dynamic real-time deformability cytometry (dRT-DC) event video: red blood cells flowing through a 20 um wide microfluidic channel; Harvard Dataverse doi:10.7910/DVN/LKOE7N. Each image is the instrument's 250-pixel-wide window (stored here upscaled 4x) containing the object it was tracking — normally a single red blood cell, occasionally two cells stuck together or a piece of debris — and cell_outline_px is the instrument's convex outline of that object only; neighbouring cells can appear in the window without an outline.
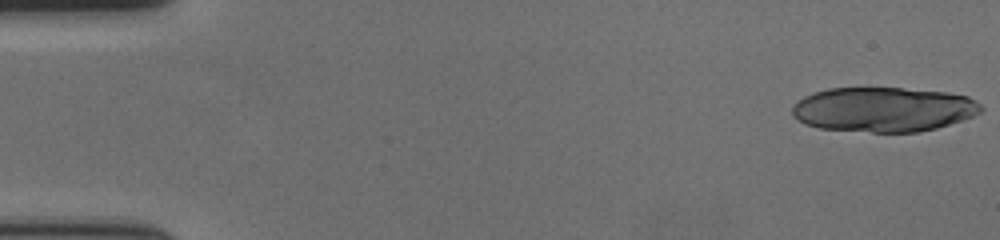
{"species": "human", "species_latin": "Homo sapiens", "temperature_condition": "cold", "stored_images_in_passage": 18, "camera_frame_rate_fps": 3000, "um_per_image_px": 0.085, "donor": {"sex": "female"}, "frame": {"image": 1, "passage_image": 1, "time_ms": 0.0, "image_size_px": [1000, 240], "cell_outline_px": [[984, 108], [980, 112], [972, 116], [936, 128], [920, 132], [872, 132], [820, 128], [804, 124], [792, 116], [792, 104], [804, 96], [828, 88], [900, 88], [948, 92], [968, 96], [976, 100]], "centroid_in_image_um": [75.07, 9.3], "position_along_channel_um": 9.9, "area_um2": 49.25}}
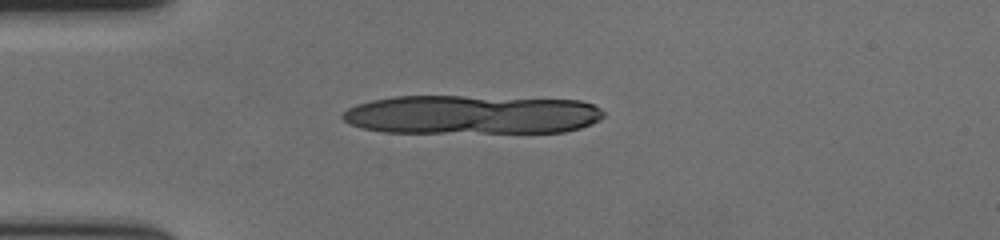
{"frame": {"image": 2, "passage_image": 15, "time_ms": 4.667, "image_size_px": [1000, 240], "cell_outline_px": [[604, 116], [600, 120], [592, 124], [580, 128], [564, 132], [384, 132], [360, 128], [348, 124], [340, 116], [348, 108], [356, 104], [372, 100], [392, 96], [460, 96], [580, 100], [592, 104], [600, 108], [604, 112]], "centroid_in_image_um": [40.07, 9.74], "position_along_channel_um": 44.9, "area_um2": 59.65}}